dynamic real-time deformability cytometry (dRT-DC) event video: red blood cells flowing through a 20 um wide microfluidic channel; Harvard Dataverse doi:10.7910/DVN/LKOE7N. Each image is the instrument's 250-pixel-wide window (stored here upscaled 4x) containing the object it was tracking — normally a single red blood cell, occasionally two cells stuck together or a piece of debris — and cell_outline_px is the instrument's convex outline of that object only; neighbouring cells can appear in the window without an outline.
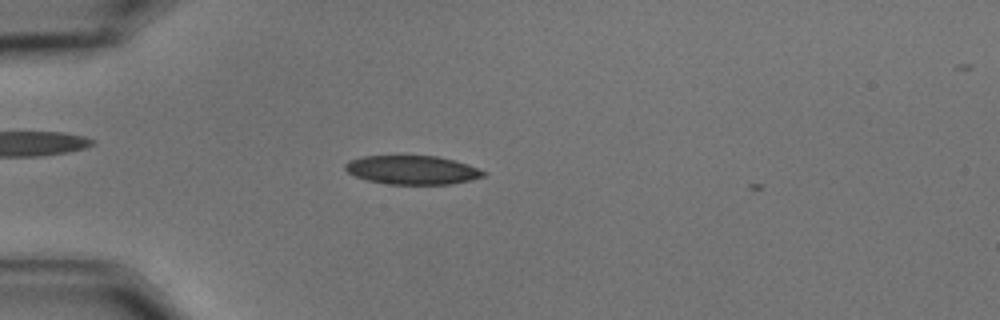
{"species": "common noctule bat (a hibernating species)", "species_latin": "Nyctalus noctula", "temperature_condition": "cold", "stored_images_in_passage": 3, "camera_frame_rate_fps": 3000, "um_per_image_px": 0.085, "animal": {"sex": "male", "body_mass_g": 15.6}, "frame": {"image": 1, "passage_image": 2, "time_ms": 0.333, "image_size_px": [1000, 320], "cell_outline_px": [[488, 172], [484, 176], [452, 184], [388, 184], [368, 180], [356, 176], [348, 172], [344, 168], [344, 164], [348, 160], [364, 156], [436, 156], [468, 164]], "centroid_in_image_um": [35.03, 14.44], "position_along_channel_um": 50.0, "area_um2": 23.06}}